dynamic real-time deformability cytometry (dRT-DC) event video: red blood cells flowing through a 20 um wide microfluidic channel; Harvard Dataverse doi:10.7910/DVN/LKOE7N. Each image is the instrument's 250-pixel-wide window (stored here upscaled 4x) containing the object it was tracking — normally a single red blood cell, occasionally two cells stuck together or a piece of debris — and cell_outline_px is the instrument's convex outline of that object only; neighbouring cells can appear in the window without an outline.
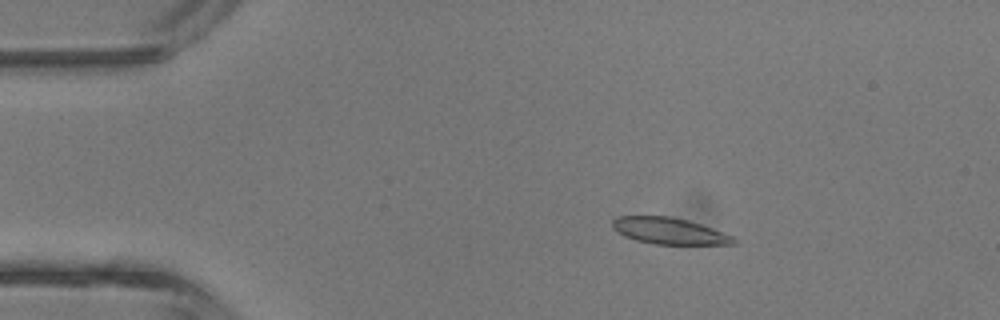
{"species": "common noctule bat (a hibernating species)", "species_latin": "Nyctalus noctula", "temperature_condition": "room temperature", "stored_images_in_passage": 4, "camera_frame_rate_fps": 3000, "um_per_image_px": 0.085, "animal": {"sex": "male", "body_mass_g": 13.3}, "frame": {"image": 1, "passage_image": 3, "time_ms": 2.333, "image_size_px": [1000, 320], "cell_outline_px": [[736, 244], [656, 244], [636, 240], [624, 236], [616, 232], [612, 228], [612, 220], [616, 216], [668, 216], [688, 220], [736, 236]], "centroid_in_image_um": [56.88, 19.63], "position_along_channel_um": 28.1, "area_um2": 18.79}}